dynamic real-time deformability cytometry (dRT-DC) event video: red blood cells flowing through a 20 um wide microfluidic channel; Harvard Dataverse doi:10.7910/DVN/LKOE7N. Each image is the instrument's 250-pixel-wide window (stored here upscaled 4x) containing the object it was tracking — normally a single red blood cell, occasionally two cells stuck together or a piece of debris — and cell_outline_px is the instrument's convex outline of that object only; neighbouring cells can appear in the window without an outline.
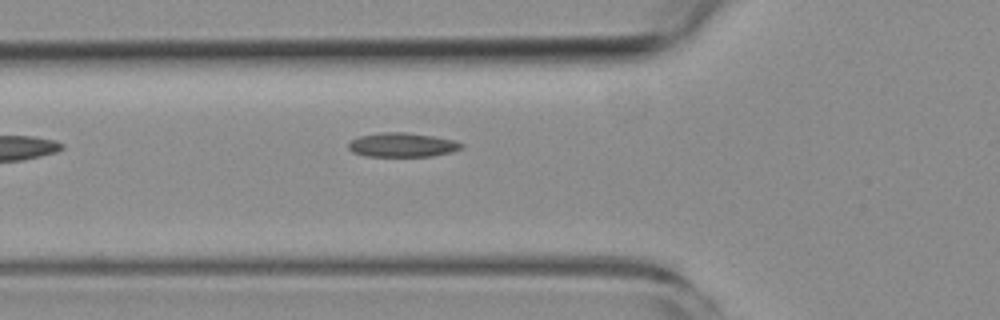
{"species": "common noctule bat (a hibernating species)", "species_latin": "Nyctalus noctula", "temperature_condition": "room temperature", "stored_images_in_passage": 3, "camera_frame_rate_fps": 3000, "um_per_image_px": 0.085, "animal": {"sex": "female", "body_mass_g": 19.3, "forearm_length_mm": 54.1}, "frame": {"image": 1, "passage_image": 3, "time_ms": 2.333, "image_size_px": [1000, 320], "cell_outline_px": [[464, 148], [452, 152], [432, 156], [364, 156], [352, 152], [348, 148], [348, 144], [352, 140], [360, 136], [384, 132], [404, 132], [432, 136], [452, 140], [464, 144]], "centroid_in_image_um": [34.2, 12.32], "position_along_channel_um": 91.6, "area_um2": 15.84}}